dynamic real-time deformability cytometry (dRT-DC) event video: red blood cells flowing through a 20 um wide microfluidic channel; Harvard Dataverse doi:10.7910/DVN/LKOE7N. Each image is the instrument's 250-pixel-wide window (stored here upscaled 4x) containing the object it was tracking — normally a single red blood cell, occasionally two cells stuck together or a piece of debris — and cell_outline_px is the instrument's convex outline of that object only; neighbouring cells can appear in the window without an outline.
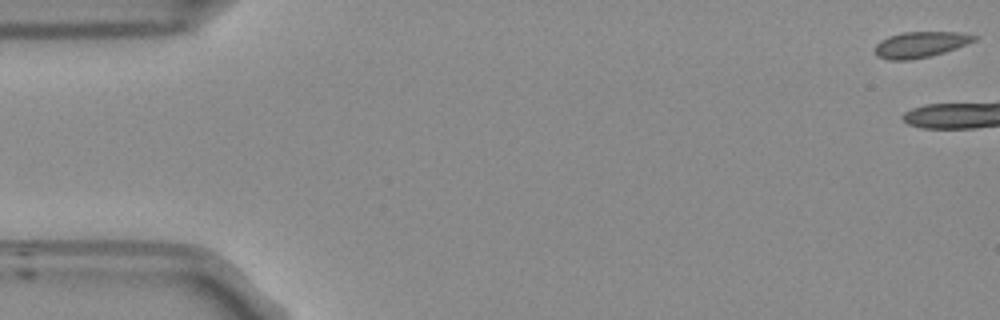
{"species": "Egyptian fruit bat (a non-hibernating species)", "species_latin": "Rousettus aegyptiacus", "temperature_condition": "room temperature", "stored_images_in_passage": 10, "camera_frame_rate_fps": 3000, "um_per_image_px": 0.085, "frame": {"image": 1, "passage_image": 1, "time_ms": 0.0, "image_size_px": [1000, 320], "cell_outline_px": [[980, 36], [976, 40], [956, 48], [944, 52], [928, 56], [908, 60], [888, 60], [876, 56], [876, 44], [880, 40], [888, 36], [904, 32], [956, 32]], "centroid_in_image_um": [78.23, 3.78], "position_along_channel_um": 6.8, "area_um2": 14.85}}